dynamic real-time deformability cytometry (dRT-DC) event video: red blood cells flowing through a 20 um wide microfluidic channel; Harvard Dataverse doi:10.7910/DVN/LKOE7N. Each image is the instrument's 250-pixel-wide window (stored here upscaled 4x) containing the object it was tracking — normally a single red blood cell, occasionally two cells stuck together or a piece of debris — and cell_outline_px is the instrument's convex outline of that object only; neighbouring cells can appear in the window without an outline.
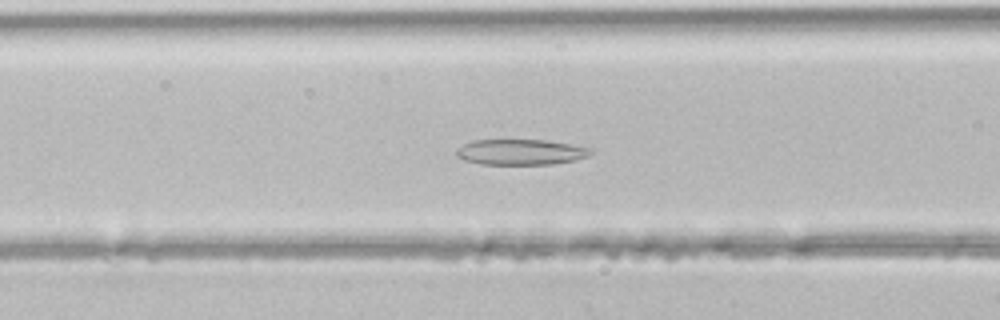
{"species": "common noctule bat (a hibernating species)", "species_latin": "Nyctalus noctula", "temperature_condition": "room temperature", "stored_images_in_passage": 35, "segment_of_instrument_passage": [1, 2], "camera_frame_rate_fps": 3000, "um_per_image_px": 0.085, "animal": {"sex": "male", "body_mass_g": 21.5, "forearm_length_mm": 52.0}, "frame": {"image": 1, "passage_image": 8, "time_ms": 2.333, "image_size_px": [1000, 320], "cell_outline_px": [[592, 152], [588, 156], [576, 160], [552, 164], [480, 164], [464, 160], [456, 156], [456, 152], [464, 144], [472, 140], [544, 140], [568, 144], [588, 148]], "centroid_in_image_um": [44.23, 12.93], "position_along_channel_um": 122.4, "area_um2": 19.77}}
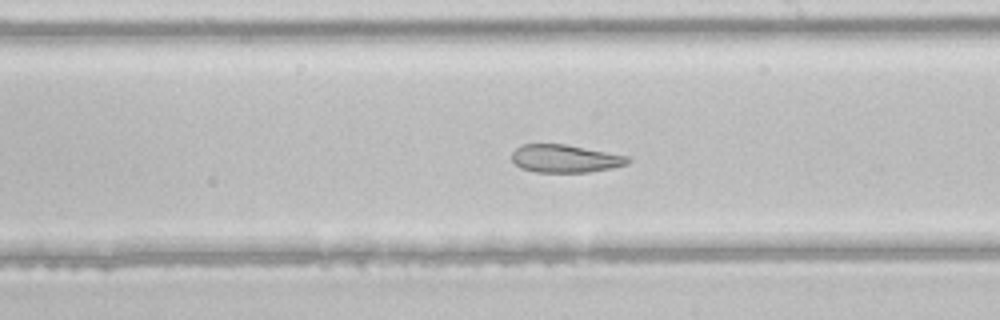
{"frame": {"image": 2, "passage_image": 16, "time_ms": 5.0, "image_size_px": [1000, 320], "cell_outline_px": [[632, 160], [628, 164], [612, 168], [588, 172], [536, 172], [520, 168], [512, 160], [512, 152], [520, 144], [564, 144], [628, 156]], "centroid_in_image_um": [48.03, 13.48], "position_along_channel_um": 241.0, "area_um2": 18.84}}
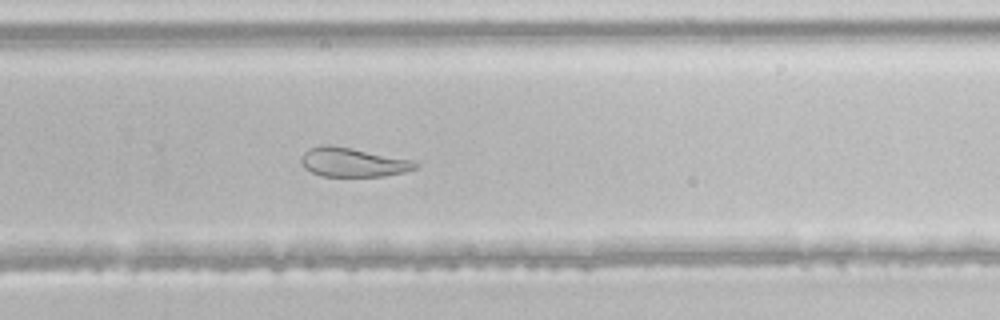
{"frame": {"image": 3, "passage_image": 20, "time_ms": 6.333, "image_size_px": [1000, 320], "cell_outline_px": [[420, 164], [416, 168], [404, 172], [384, 176], [320, 176], [304, 168], [300, 164], [300, 160], [304, 152], [308, 148], [320, 144], [332, 144], [420, 160]], "centroid_in_image_um": [30.04, 13.76], "position_along_channel_um": 299.8, "area_um2": 20.11}}